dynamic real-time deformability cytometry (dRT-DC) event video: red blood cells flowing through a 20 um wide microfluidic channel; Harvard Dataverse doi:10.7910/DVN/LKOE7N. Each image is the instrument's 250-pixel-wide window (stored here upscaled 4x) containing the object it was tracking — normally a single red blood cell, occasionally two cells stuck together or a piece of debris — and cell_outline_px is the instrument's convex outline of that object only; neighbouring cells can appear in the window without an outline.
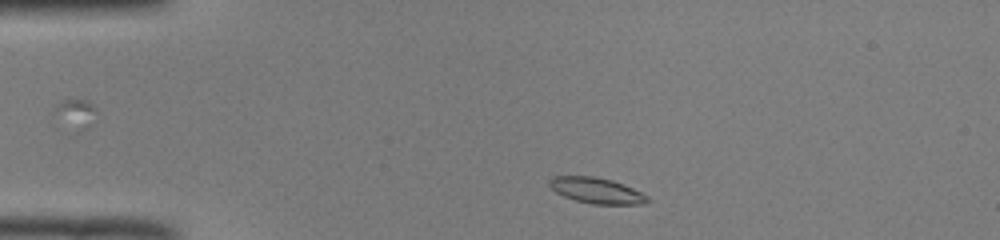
{"species": "common noctule bat (a hibernating species)", "species_latin": "Nyctalus noctula", "temperature_condition": "room temperature", "stored_images_in_passage": 45, "camera_frame_rate_fps": 3000, "um_per_image_px": 0.085, "animal": {"sex": "male", "body_mass_g": 19.0, "forearm_length_mm": 50.8}, "frame": {"image": 1, "passage_image": 4, "time_ms": 1.0, "image_size_px": [1000, 240], "cell_outline_px": [[652, 200], [644, 204], [592, 204], [576, 200], [564, 196], [556, 192], [548, 184], [548, 180], [552, 176], [596, 176], [612, 180], [632, 188], [648, 196]], "centroid_in_image_um": [50.71, 16.19], "position_along_channel_um": 34.3, "area_um2": 14.74}}
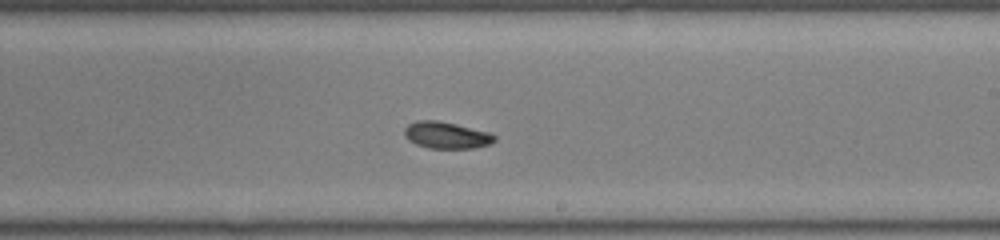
{"frame": {"image": 2, "passage_image": 24, "time_ms": 7.667, "image_size_px": [1000, 240], "cell_outline_px": [[496, 140], [492, 144], [472, 148], [428, 148], [416, 144], [408, 140], [404, 136], [404, 128], [408, 124], [416, 120], [436, 120], [456, 124], [488, 132], [496, 136]], "centroid_in_image_um": [37.92, 11.49], "position_along_channel_um": 251.1, "area_um2": 14.1}}
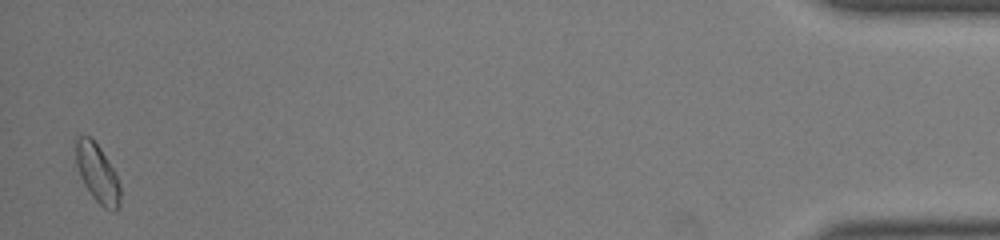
{"frame": {"image": 3, "passage_image": 44, "time_ms": 14.333, "image_size_px": [1000, 240], "cell_outline_px": [[120, 204], [116, 212], [112, 212], [104, 208], [92, 196], [84, 184], [80, 176], [76, 164], [76, 136], [92, 136], [100, 148], [112, 168], [120, 184]], "centroid_in_image_um": [8.28, 14.74], "position_along_channel_um": 426.9, "area_um2": 15.09}, "authors_computed_cell_mechanics": {"area_um2": 14.5078, "velocity_mm_per_s": 3.9284, "shape_relaxation_time_tau1_ms": 2.1282, "shape_relaxation_time_tau2_ms": null, "deformation_change_tau1": 0.0858, "deformation_change_tau2": null}}